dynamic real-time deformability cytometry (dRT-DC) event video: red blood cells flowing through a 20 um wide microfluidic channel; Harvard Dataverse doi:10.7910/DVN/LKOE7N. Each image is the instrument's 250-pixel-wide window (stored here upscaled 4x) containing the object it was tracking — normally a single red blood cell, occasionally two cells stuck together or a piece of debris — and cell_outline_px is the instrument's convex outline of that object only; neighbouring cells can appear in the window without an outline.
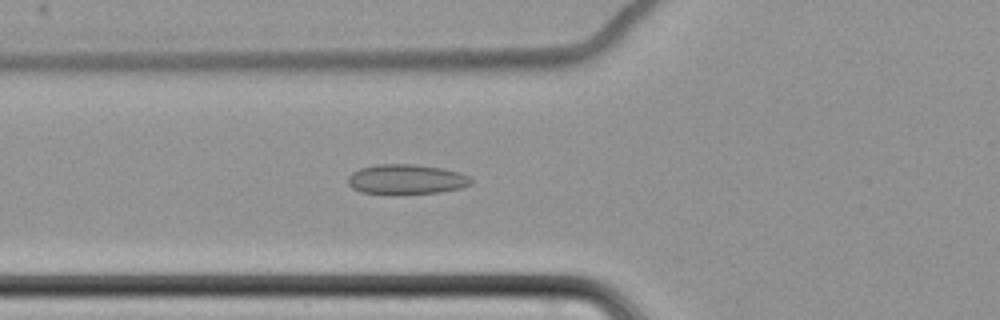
{"species": "common noctule bat (a hibernating species)", "species_latin": "Nyctalus noctula", "temperature_condition": "cold", "stored_images_in_passage": 63, "camera_frame_rate_fps": 3000, "um_per_image_px": 0.085, "animal": {"sex": "female", "body_mass_g": 22.7, "forearm_length_mm": 54.2}, "frame": {"image": 1, "passage_image": 26, "time_ms": 8.333, "image_size_px": [1000, 320], "cell_outline_px": [[472, 184], [460, 188], [440, 192], [404, 196], [392, 196], [360, 192], [352, 188], [348, 184], [348, 176], [352, 172], [360, 168], [376, 164], [412, 164], [440, 168], [456, 172], [468, 176], [472, 180]], "centroid_in_image_um": [34.47, 15.29], "position_along_channel_um": 91.3, "area_um2": 22.08}}
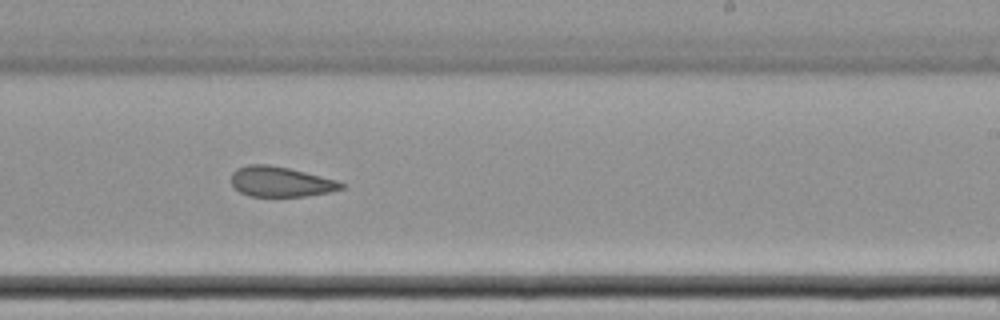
{"frame": {"image": 2, "passage_image": 41, "time_ms": 13.333, "image_size_px": [1000, 320], "cell_outline_px": [[344, 188], [332, 192], [304, 196], [248, 196], [240, 192], [232, 184], [232, 172], [236, 168], [248, 164], [268, 164], [288, 168], [336, 180], [344, 184]], "centroid_in_image_um": [23.84, 15.44], "position_along_channel_um": 265.2, "area_um2": 19.25}}
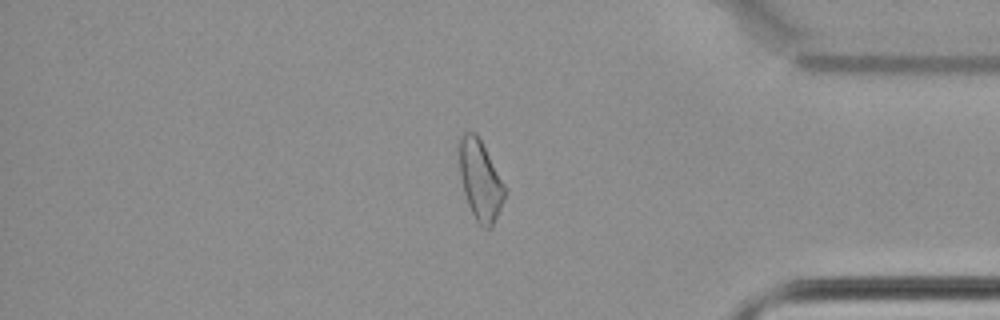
{"frame": {"image": 3, "passage_image": 54, "time_ms": 17.667, "image_size_px": [1000, 320], "cell_outline_px": [[508, 188], [504, 200], [492, 228], [484, 228], [476, 220], [468, 204], [464, 192], [460, 176], [456, 140], [464, 132], [472, 132], [480, 140]], "centroid_in_image_um": [40.81, 15.29], "position_along_channel_um": 394.4, "area_um2": 21.62}, "authors_computed_cell_mechanics": {"area_um2": 22.0218, "velocity_mm_per_s": 3.478, "shape_relaxation_time_tau1_ms": null, "shape_relaxation_time_tau2_ms": 5.2979, "deformation_change_tau1": null, "deformation_change_tau2": 0.1201}}